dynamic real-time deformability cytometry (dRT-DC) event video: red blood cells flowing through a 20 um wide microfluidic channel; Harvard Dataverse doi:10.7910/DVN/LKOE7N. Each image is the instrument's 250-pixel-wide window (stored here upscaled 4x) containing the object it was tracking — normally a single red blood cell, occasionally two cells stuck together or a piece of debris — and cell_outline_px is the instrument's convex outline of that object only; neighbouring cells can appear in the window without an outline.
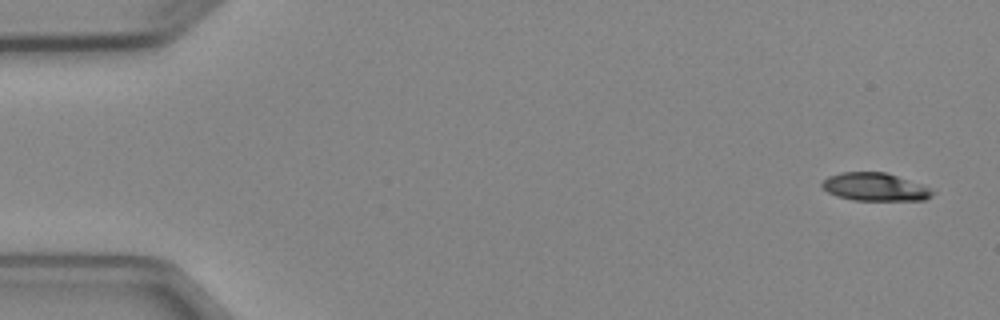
{"species": "Egyptian fruit bat (a non-hibernating species)", "species_latin": "Rousettus aegyptiacus", "temperature_condition": "cold", "stored_images_in_passage": 4, "camera_frame_rate_fps": 3000, "um_per_image_px": 0.085, "animal": {"sex": "female"}, "frame": {"image": 1, "passage_image": 1, "time_ms": 0.0, "image_size_px": [1000, 320], "cell_outline_px": [[936, 192], [932, 196], [924, 200], [852, 200], [836, 196], [828, 192], [820, 184], [828, 176], [840, 172], [884, 172], [924, 184]], "centroid_in_image_um": [74.4, 15.89], "position_along_channel_um": 10.6, "area_um2": 18.15}}
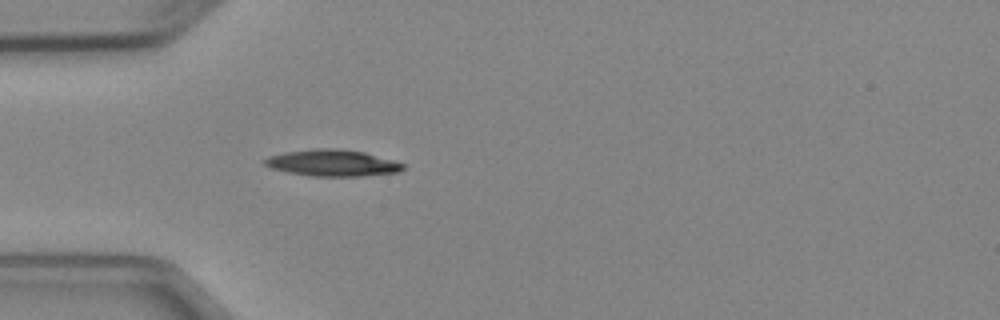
{"frame": {"image": 2, "passage_image": 4, "time_ms": 4.333, "image_size_px": [1000, 320], "cell_outline_px": [[404, 168], [400, 172], [360, 176], [312, 176], [288, 172], [272, 168], [264, 164], [264, 160], [268, 156], [284, 152], [316, 148], [336, 148], [364, 152], [392, 160], [404, 164]], "centroid_in_image_um": [28.25, 13.85], "position_along_channel_um": 56.8, "area_um2": 21.27}}